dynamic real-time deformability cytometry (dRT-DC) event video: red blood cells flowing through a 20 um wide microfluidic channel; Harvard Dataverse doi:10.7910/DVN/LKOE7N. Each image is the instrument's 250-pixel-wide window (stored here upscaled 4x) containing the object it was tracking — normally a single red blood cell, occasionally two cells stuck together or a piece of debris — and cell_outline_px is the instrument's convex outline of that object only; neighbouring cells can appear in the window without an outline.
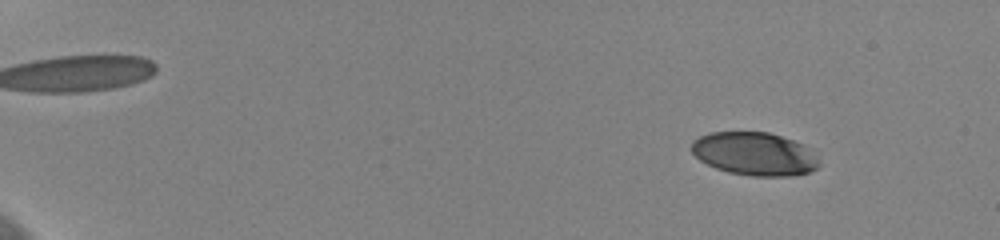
{"species": "human", "species_latin": "Homo sapiens", "temperature_condition": "cold", "stored_images_in_passage": 41, "camera_frame_rate_fps": 3000, "um_per_image_px": 0.085, "donor": {"sex": "female"}, "frame": {"image": 1, "passage_image": 4, "time_ms": 1.0, "image_size_px": [1000, 240], "cell_outline_px": [[820, 164], [816, 168], [808, 172], [792, 176], [752, 176], [728, 172], [716, 168], [700, 160], [692, 152], [692, 140], [708, 132], [768, 132], [792, 140], [812, 148]], "centroid_in_image_um": [64.14, 13.07], "position_along_channel_um": 20.9, "area_um2": 32.14}}
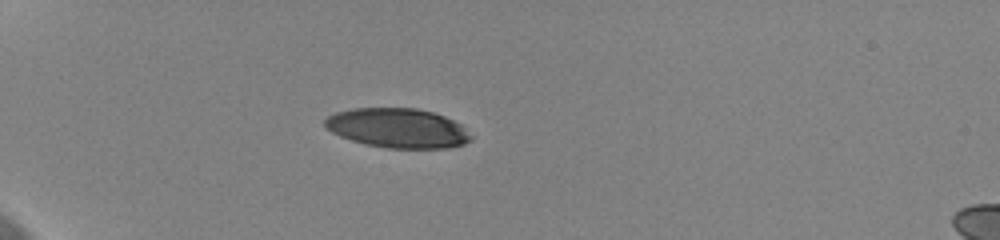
{"frame": {"image": 2, "passage_image": 13, "time_ms": 4.0, "image_size_px": [1000, 240], "cell_outline_px": [[472, 140], [464, 144], [448, 148], [388, 148], [364, 144], [340, 136], [332, 132], [324, 124], [324, 120], [328, 116], [336, 112], [352, 108], [416, 108], [432, 112], [444, 116], [460, 124], [472, 136]], "centroid_in_image_um": [33.81, 10.89], "position_along_channel_um": 51.2, "area_um2": 33.58}}
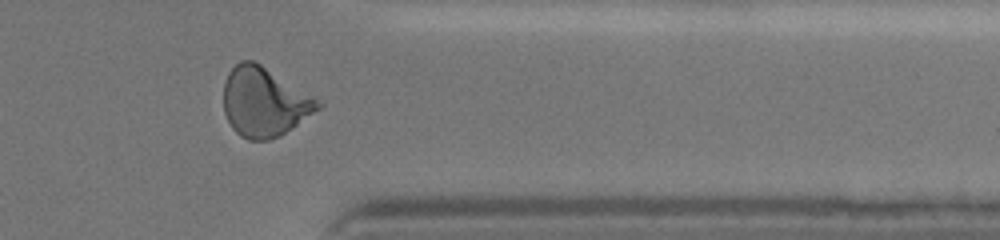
{"frame": {"image": 3, "passage_image": 36, "time_ms": 11.667, "image_size_px": [1000, 240], "cell_outline_px": [[324, 104], [320, 108], [292, 128], [280, 136], [268, 140], [248, 140], [240, 136], [232, 128], [224, 112], [224, 80], [228, 72], [240, 60], [252, 60], [260, 64], [312, 96]], "centroid_in_image_um": [22.43, 8.68], "position_along_channel_um": 389.0, "area_um2": 37.69}}